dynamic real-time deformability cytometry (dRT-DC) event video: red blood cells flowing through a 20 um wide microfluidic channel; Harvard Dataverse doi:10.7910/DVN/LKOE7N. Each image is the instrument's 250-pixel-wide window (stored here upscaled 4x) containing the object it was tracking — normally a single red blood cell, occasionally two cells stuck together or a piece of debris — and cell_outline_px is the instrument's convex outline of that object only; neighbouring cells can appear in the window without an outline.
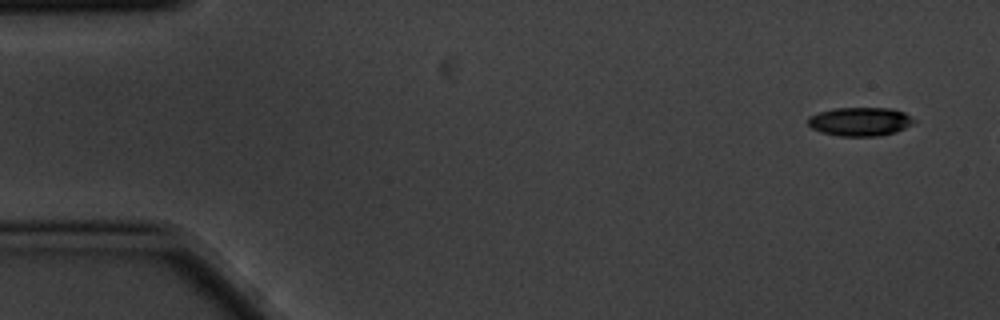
{"species": "common noctule bat (a hibernating species)", "species_latin": "Nyctalus noctula", "temperature_condition": "cold", "stored_images_in_passage": 5, "camera_frame_rate_fps": 3000, "um_per_image_px": 0.085, "animal": {"sex": "male", "body_mass_g": 20.1, "forearm_length_mm": 53.5}, "frame": {"image": 1, "passage_image": 1, "time_ms": 0.0, "image_size_px": [1000, 320], "cell_outline_px": [[916, 120], [912, 124], [896, 132], [880, 136], [840, 136], [820, 132], [812, 128], [808, 124], [808, 116], [820, 112], [836, 108], [892, 108], [904, 112]], "centroid_in_image_um": [73.11, 10.34], "position_along_channel_um": 11.9, "area_um2": 17.74}}